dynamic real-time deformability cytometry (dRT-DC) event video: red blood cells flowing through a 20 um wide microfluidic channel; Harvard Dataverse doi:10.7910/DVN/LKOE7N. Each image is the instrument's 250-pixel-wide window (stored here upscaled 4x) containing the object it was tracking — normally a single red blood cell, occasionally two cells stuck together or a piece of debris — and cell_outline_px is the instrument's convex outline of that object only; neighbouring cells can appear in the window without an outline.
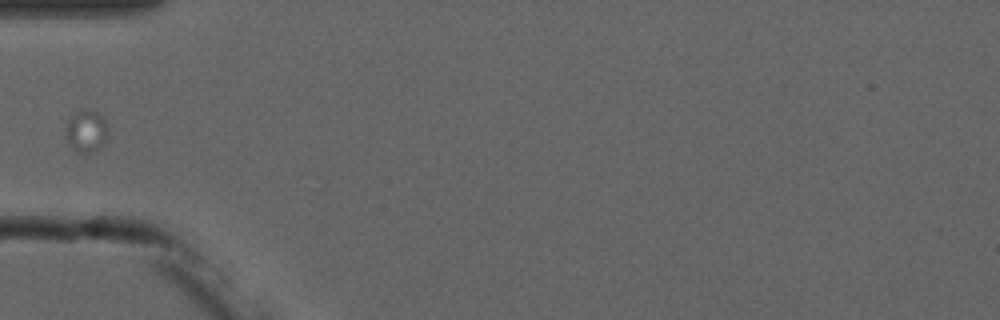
{"species": "common noctule bat (a hibernating species)", "species_latin": "Nyctalus noctula", "temperature_condition": "cold", "stored_images_in_passage": 5, "camera_frame_rate_fps": 3000, "um_per_image_px": 0.085, "animal": {"sex": "male", "forearm_length_mm": 52.5}, "frame": {"image": 1, "passage_image": 1, "time_ms": 0.0, "image_size_px": [1000, 320], "cell_outline_px": [[108, 128], [104, 144], [88, 152], [80, 152], [72, 148], [68, 144], [64, 128], [68, 120], [76, 112], [84, 108], [96, 112], [104, 120]], "centroid_in_image_um": [7.29, 11.12], "position_along_channel_um": 77.7, "area_um2": 10.17}}